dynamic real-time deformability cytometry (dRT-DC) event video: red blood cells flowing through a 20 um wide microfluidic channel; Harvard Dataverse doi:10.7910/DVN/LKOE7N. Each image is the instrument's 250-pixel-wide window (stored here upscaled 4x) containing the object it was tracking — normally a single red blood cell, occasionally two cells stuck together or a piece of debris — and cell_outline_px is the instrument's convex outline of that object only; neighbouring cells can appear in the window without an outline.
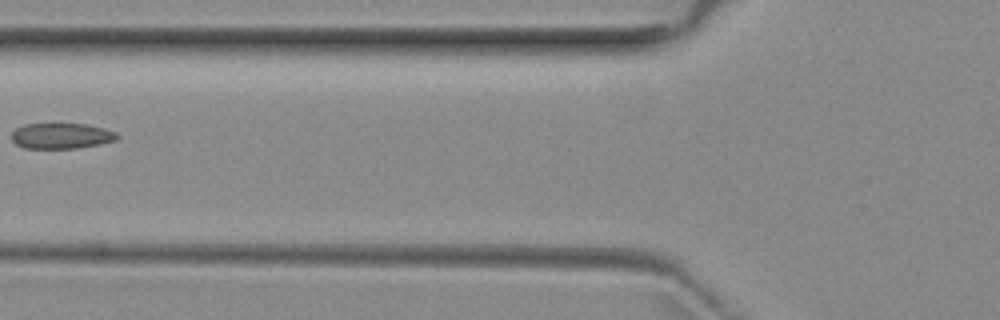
{"species": "common noctule bat (a hibernating species)", "species_latin": "Nyctalus noctula", "temperature_condition": "room temperature", "stored_images_in_passage": 3, "camera_frame_rate_fps": 3000, "um_per_image_px": 0.085, "animal": {"sex": "female", "body_mass_g": 29.2, "forearm_length_mm": 56.3}, "frame": {"image": 1, "passage_image": 2, "time_ms": 1.333, "image_size_px": [1000, 320], "cell_outline_px": [[120, 136], [116, 140], [100, 144], [76, 148], [24, 148], [16, 144], [12, 140], [12, 132], [16, 128], [24, 124], [88, 124], [104, 128], [116, 132]], "centroid_in_image_um": [5.23, 11.55], "position_along_channel_um": 120.6, "area_um2": 15.78}}
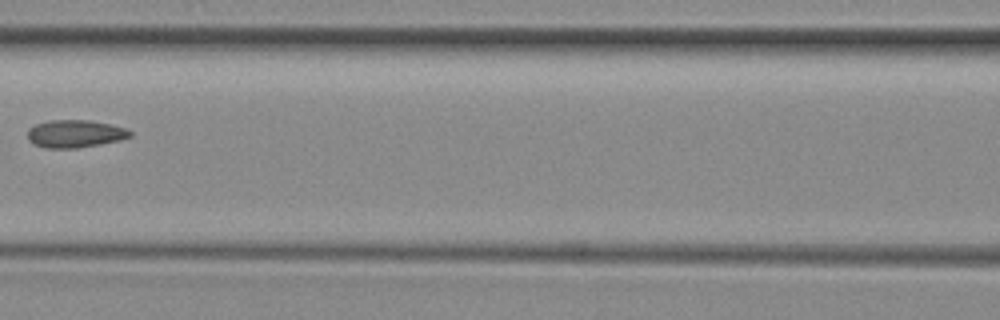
{"frame": {"image": 2, "passage_image": 3, "time_ms": 2.333, "image_size_px": [1000, 320], "cell_outline_px": [[132, 136], [100, 144], [76, 148], [44, 148], [28, 140], [28, 128], [36, 124], [52, 120], [88, 120], [108, 124], [124, 128], [132, 132]], "centroid_in_image_um": [6.34, 11.37], "position_along_channel_um": 160.3, "area_um2": 16.24}}